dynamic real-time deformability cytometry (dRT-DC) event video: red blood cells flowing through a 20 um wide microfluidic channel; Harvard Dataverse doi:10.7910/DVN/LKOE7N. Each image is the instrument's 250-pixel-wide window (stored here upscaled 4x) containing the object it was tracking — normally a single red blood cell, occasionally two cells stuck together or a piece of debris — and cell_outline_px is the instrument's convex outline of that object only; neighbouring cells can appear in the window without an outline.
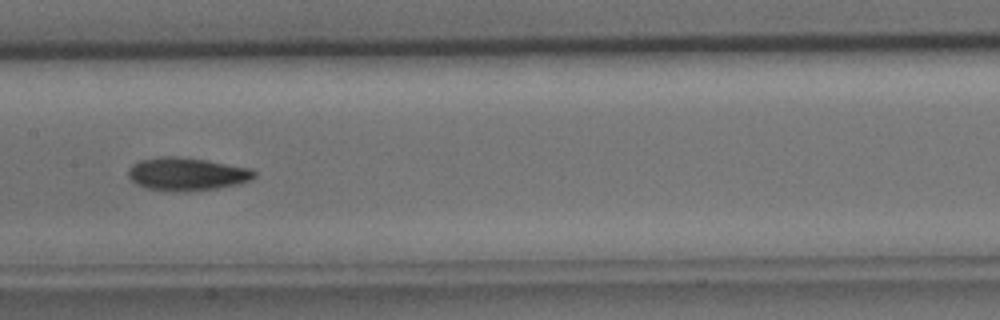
{"species": "common noctule bat (a hibernating species)", "species_latin": "Nyctalus noctula", "temperature_condition": "cold", "stored_images_in_passage": 31, "camera_frame_rate_fps": 3000, "um_per_image_px": 0.085, "animal": {"sex": "male", "body_mass_g": 15.6}, "frame": {"image": 1, "passage_image": 10, "time_ms": 3.0, "image_size_px": [1000, 320], "cell_outline_px": [[256, 176], [248, 180], [236, 184], [216, 188], [188, 192], [164, 192], [148, 188], [136, 184], [128, 176], [128, 168], [132, 164], [140, 160], [160, 156], [176, 156], [208, 160], [252, 168], [256, 172]], "centroid_in_image_um": [15.85, 14.79], "position_along_channel_um": 191.5, "area_um2": 24.57}}
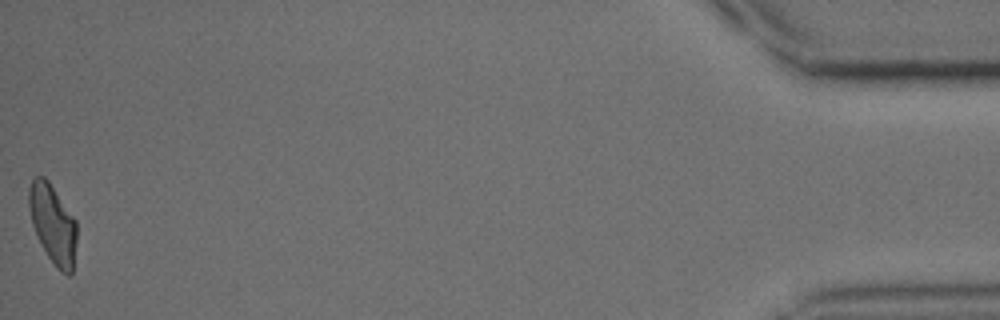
{"frame": {"image": 2, "passage_image": 31, "time_ms": 10.0, "image_size_px": [1000, 320], "cell_outline_px": [[76, 240], [72, 276], [68, 276], [60, 272], [48, 256], [36, 236], [32, 224], [28, 204], [28, 188], [32, 180], [36, 176], [44, 176], [48, 180], [76, 220]], "centroid_in_image_um": [4.48, 19.05], "position_along_channel_um": 430.7, "area_um2": 22.08}}